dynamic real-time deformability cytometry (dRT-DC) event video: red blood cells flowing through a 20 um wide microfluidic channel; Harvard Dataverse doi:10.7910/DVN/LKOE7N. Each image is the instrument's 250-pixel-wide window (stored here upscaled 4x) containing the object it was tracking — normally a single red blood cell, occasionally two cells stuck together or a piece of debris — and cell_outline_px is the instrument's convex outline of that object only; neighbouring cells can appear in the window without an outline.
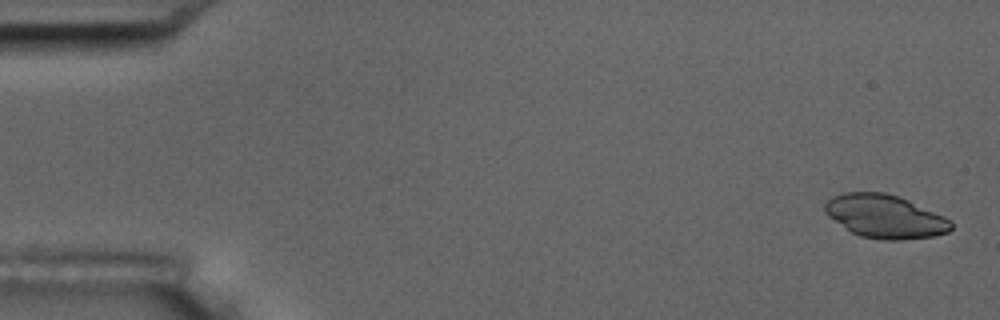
{"species": "common noctule bat (a hibernating species)", "species_latin": "Nyctalus noctula", "temperature_condition": "room temperature", "stored_images_in_passage": 5, "camera_frame_rate_fps": 3000, "um_per_image_px": 0.085, "animal": {"sex": "male", "body_mass_g": 17.5, "forearm_length_mm": 52.3}, "frame": {"image": 1, "passage_image": 1, "time_ms": 0.0, "image_size_px": [1000, 320], "cell_outline_px": [[952, 228], [948, 232], [932, 236], [900, 240], [884, 240], [860, 236], [852, 232], [828, 216], [824, 212], [824, 204], [832, 196], [844, 192], [884, 192], [908, 200], [944, 216], [952, 224]], "centroid_in_image_um": [75.2, 18.39], "position_along_channel_um": 9.8, "area_um2": 31.62}}